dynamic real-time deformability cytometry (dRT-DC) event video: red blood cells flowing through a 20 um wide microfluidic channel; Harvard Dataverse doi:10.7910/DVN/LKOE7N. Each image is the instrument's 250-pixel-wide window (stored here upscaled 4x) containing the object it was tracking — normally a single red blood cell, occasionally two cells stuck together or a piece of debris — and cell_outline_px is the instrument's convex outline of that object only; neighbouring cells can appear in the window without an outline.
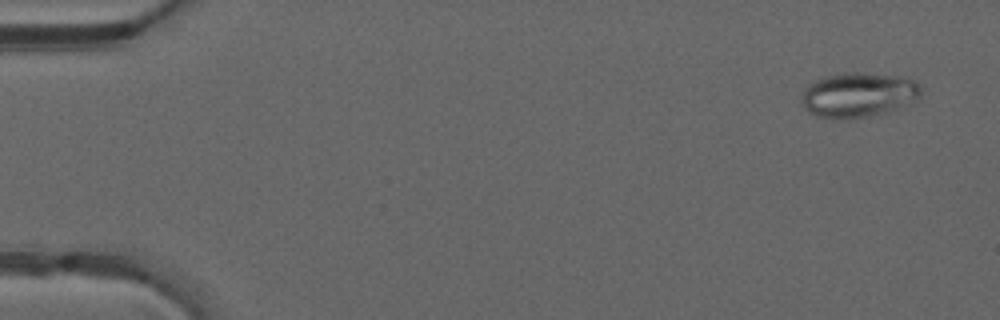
{"species": "common noctule bat (a hibernating species)", "species_latin": "Nyctalus noctula", "temperature_condition": "warm", "stored_images_in_passage": 49, "camera_frame_rate_fps": 3000, "um_per_image_px": 0.085, "animal": {"sex": "male", "forearm_length_mm": 52.5}, "frame": {"image": 1, "passage_image": 3, "time_ms": 0.667, "image_size_px": [1000, 320], "cell_outline_px": [[924, 88], [920, 96], [916, 100], [904, 108], [868, 116], [836, 120], [816, 116], [808, 112], [804, 108], [800, 100], [804, 88], [812, 80], [844, 72], [856, 72], [904, 76], [912, 80]], "centroid_in_image_um": [72.97, 8.07], "position_along_channel_um": 12.0, "area_um2": 31.91}}
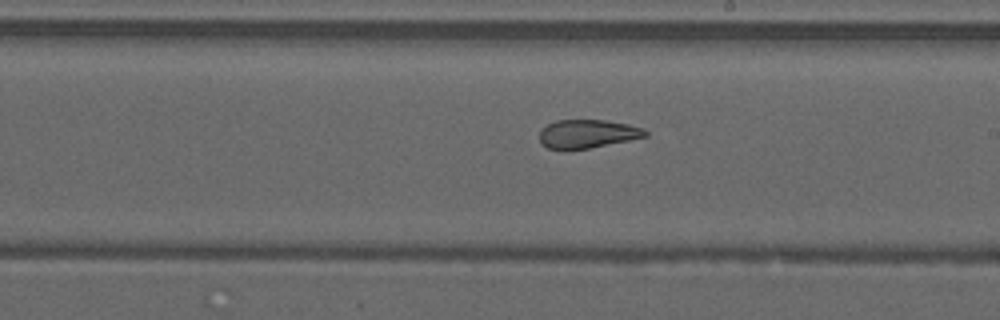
{"frame": {"image": 2, "passage_image": 29, "time_ms": 9.333, "image_size_px": [1000, 320], "cell_outline_px": [[648, 136], [588, 148], [548, 148], [540, 144], [540, 128], [556, 120], [604, 120], [628, 124], [644, 128], [648, 132]], "centroid_in_image_um": [49.93, 11.35], "position_along_channel_um": 239.1, "area_um2": 17.34}}
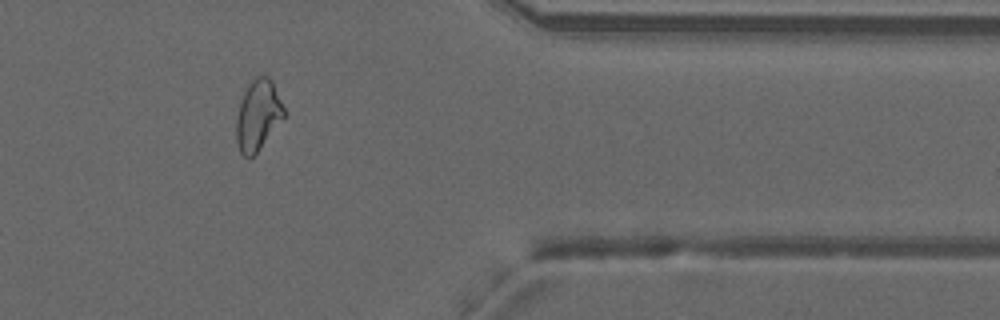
{"frame": {"image": 3, "passage_image": 41, "time_ms": 13.333, "image_size_px": [1000, 320], "cell_outline_px": [[284, 116], [256, 152], [252, 156], [244, 156], [240, 152], [236, 140], [236, 116], [240, 100], [244, 88], [256, 76], [268, 76], [272, 80], [284, 108]], "centroid_in_image_um": [21.89, 9.74], "position_along_channel_um": 389.5, "area_um2": 19.31}, "authors_computed_cell_mechanics": {"area_um2": 22.253, "velocity_mm_per_s": 4.2037, "shape_relaxation_time_tau1_ms": null, "shape_relaxation_time_tau2_ms": 0.9289, "deformation_change_tau1": null, "deformation_change_tau2": 0.0779}}